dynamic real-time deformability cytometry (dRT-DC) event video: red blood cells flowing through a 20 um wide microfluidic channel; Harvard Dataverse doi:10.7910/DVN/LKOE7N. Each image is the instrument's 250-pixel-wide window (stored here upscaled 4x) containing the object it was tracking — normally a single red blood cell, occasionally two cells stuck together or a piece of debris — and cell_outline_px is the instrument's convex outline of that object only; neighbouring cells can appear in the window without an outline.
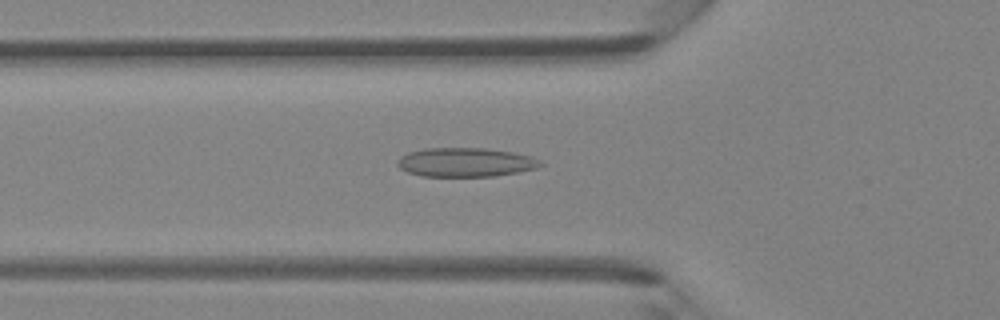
{"species": "Egyptian fruit bat (a non-hibernating species)", "species_latin": "Rousettus aegyptiacus", "temperature_condition": "room temperature", "stored_images_in_passage": 46, "camera_frame_rate_fps": 3000, "um_per_image_px": 0.085, "animal": {"sex": "female"}, "frame": {"image": 1, "passage_image": 16, "time_ms": 5.0, "image_size_px": [1000, 320], "cell_outline_px": [[544, 164], [536, 168], [496, 176], [420, 176], [408, 172], [400, 168], [396, 164], [400, 156], [408, 152], [424, 148], [484, 148], [512, 152], [532, 156], [540, 160]], "centroid_in_image_um": [39.55, 13.79], "position_along_channel_um": 86.2, "area_um2": 24.22}}
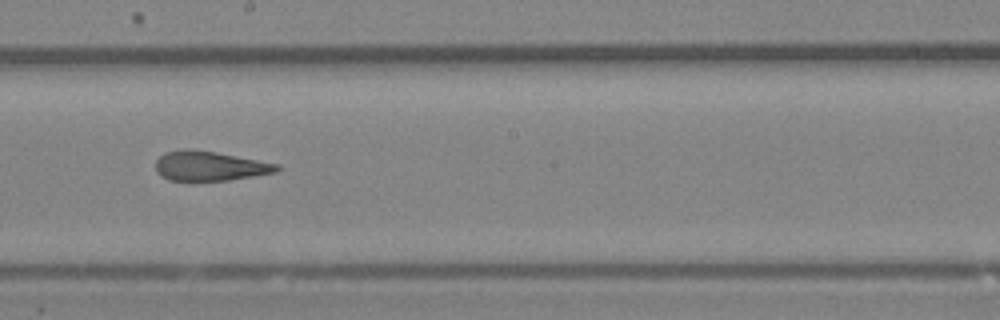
{"frame": {"image": 2, "passage_image": 26, "time_ms": 8.333, "image_size_px": [1000, 320], "cell_outline_px": [[280, 168], [276, 172], [228, 180], [192, 184], [168, 180], [160, 176], [156, 172], [156, 160], [160, 156], [168, 152], [184, 148], [216, 152], [280, 164]], "centroid_in_image_um": [17.77, 14.16], "position_along_channel_um": 230.4, "area_um2": 21.62}}
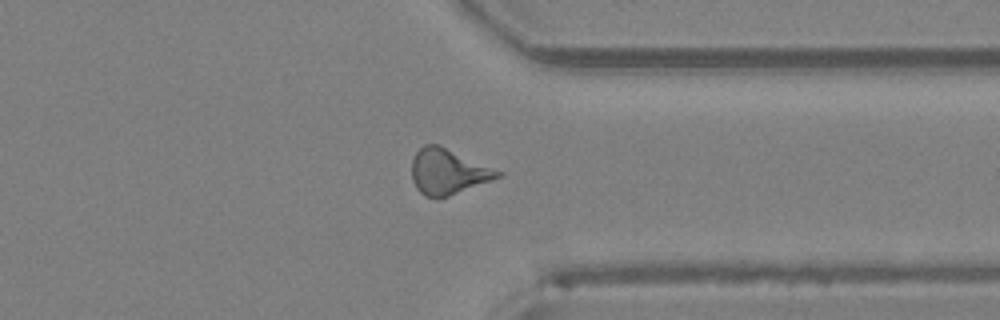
{"frame": {"image": 3, "passage_image": 36, "time_ms": 11.667, "image_size_px": [1000, 320], "cell_outline_px": [[504, 172], [500, 176], [448, 196], [424, 196], [416, 188], [412, 180], [412, 160], [416, 152], [424, 144], [436, 144]], "centroid_in_image_um": [38.04, 14.57], "position_along_channel_um": 373.4, "area_um2": 22.14}, "authors_computed_cell_mechanics": {"area_um2": 22.253, "velocity_mm_per_s": 4.3462, "shape_relaxation_time_tau1_ms": null, "shape_relaxation_time_tau2_ms": 1.9625, "deformation_change_tau1": null, "deformation_change_tau2": 0.1268}}